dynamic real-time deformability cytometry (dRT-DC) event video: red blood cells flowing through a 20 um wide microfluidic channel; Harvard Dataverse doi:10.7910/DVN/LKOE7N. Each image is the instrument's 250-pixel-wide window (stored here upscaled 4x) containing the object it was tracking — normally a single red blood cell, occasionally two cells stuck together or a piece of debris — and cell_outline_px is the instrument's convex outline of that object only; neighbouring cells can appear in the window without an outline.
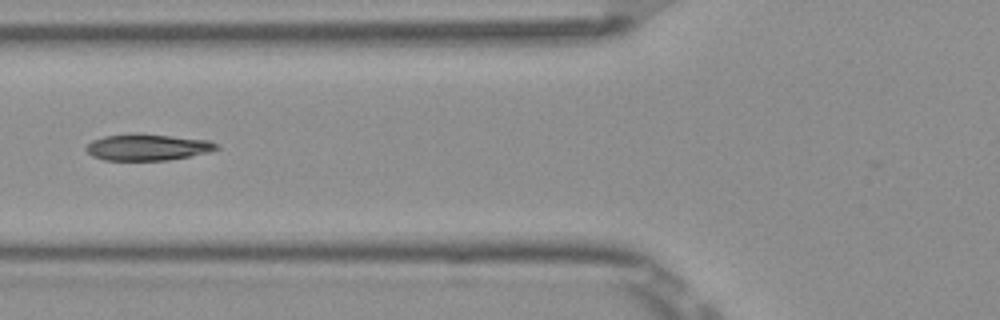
{"species": "Egyptian fruit bat (a non-hibernating species)", "species_latin": "Rousettus aegyptiacus", "temperature_condition": "room temperature", "stored_images_in_passage": 7, "camera_frame_rate_fps": 3000, "um_per_image_px": 0.085, "frame": {"image": 1, "passage_image": 7, "time_ms": 2.0, "image_size_px": [1000, 320], "cell_outline_px": [[220, 148], [208, 152], [168, 160], [104, 160], [92, 156], [84, 148], [92, 140], [104, 136], [136, 132], [208, 140], [220, 144]], "centroid_in_image_um": [12.52, 12.5], "position_along_channel_um": 113.3, "area_um2": 20.23}}